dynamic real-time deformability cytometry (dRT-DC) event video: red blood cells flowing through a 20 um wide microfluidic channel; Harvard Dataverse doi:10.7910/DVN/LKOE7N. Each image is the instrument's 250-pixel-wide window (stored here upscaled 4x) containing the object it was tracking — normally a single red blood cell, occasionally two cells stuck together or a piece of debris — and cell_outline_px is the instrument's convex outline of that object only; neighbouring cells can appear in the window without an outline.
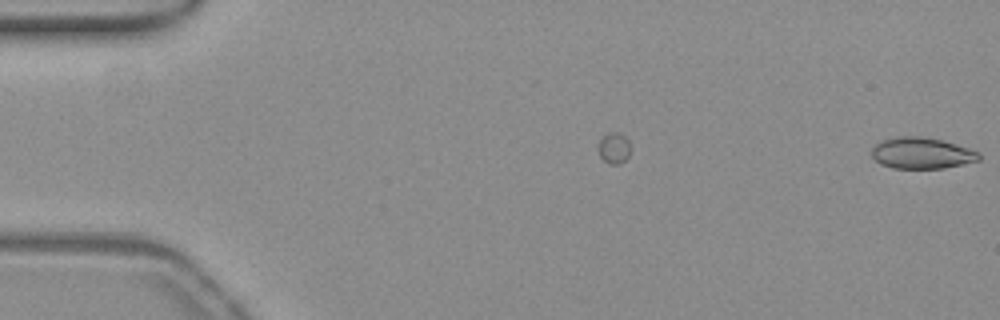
{"species": "common noctule bat (a hibernating species)", "species_latin": "Nyctalus noctula", "temperature_condition": "warm", "stored_images_in_passage": 6, "camera_frame_rate_fps": 3000, "um_per_image_px": 0.085, "animal": {"sex": "female", "body_mass_g": 19.3, "forearm_length_mm": 54.1}, "frame": {"image": 1, "passage_image": 6, "time_ms": 1.667, "image_size_px": [1000, 320], "cell_outline_px": [[980, 160], [964, 164], [944, 168], [892, 168], [880, 164], [872, 156], [872, 148], [880, 140], [900, 136], [920, 136], [940, 140], [956, 144], [980, 152]], "centroid_in_image_um": [78.34, 13.02], "position_along_channel_um": 6.7, "area_um2": 19.54}}